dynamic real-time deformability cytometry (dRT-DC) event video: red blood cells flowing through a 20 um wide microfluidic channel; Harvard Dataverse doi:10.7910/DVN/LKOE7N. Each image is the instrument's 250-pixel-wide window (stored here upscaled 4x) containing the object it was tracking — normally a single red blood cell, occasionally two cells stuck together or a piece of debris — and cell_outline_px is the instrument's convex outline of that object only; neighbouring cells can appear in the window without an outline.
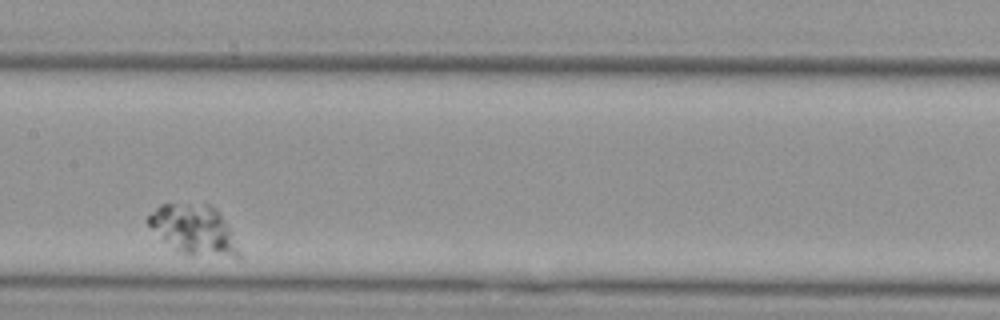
{"species": "Egyptian fruit bat (a non-hibernating species)", "species_latin": "Rousettus aegyptiacus", "temperature_condition": "cold", "stored_images_in_passage": 15, "segment_of_instrument_passage": [1, 2], "camera_frame_rate_fps": 3000, "um_per_image_px": 0.085, "animal": {"sex": "female"}, "frame": {"image": 1, "passage_image": 9, "time_ms": 11.0, "image_size_px": [1000, 320], "cell_outline_px": [[244, 260], [236, 260], [176, 252], [144, 220], [160, 204], [208, 204], [216, 208], [220, 212], [244, 256]], "centroid_in_image_um": [16.58, 19.59], "position_along_channel_um": 190.8, "area_um2": 26.76}}
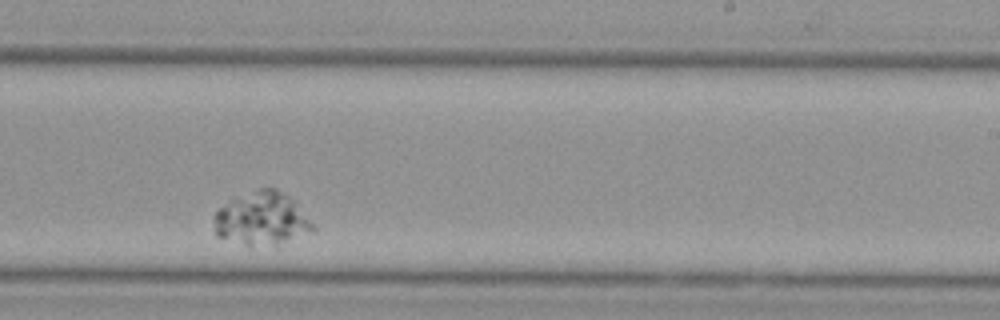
{"frame": {"image": 2, "passage_image": 11, "time_ms": 13.333, "image_size_px": [1000, 320], "cell_outline_px": [[316, 232], [276, 244], [244, 244], [216, 236], [212, 228], [212, 216], [220, 208], [232, 200], [260, 188], [276, 188], [288, 196], [296, 204], [316, 228]], "centroid_in_image_um": [22.23, 18.6], "position_along_channel_um": 266.8, "area_um2": 30.11}}
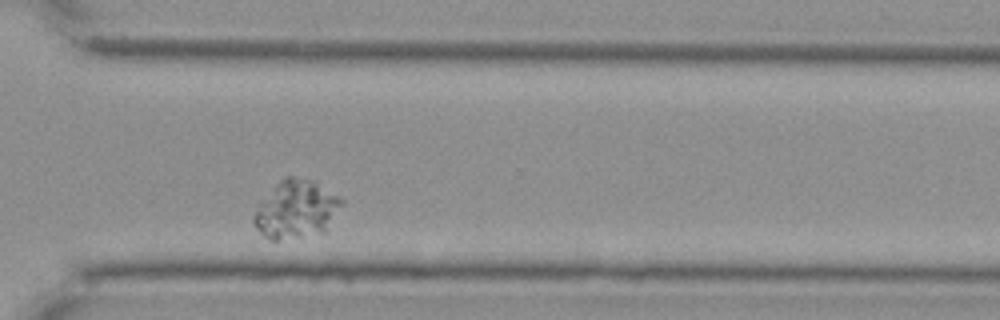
{"frame": {"image": 3, "passage_image": 13, "time_ms": 15.667, "image_size_px": [1000, 320], "cell_outline_px": [[344, 204], [324, 232], [276, 240], [268, 240], [256, 228], [252, 220], [252, 216], [256, 204], [284, 176], [292, 176], [312, 180], [340, 196], [344, 200]], "centroid_in_image_um": [25.15, 17.78], "position_along_channel_um": 345.5, "area_um2": 29.82}}